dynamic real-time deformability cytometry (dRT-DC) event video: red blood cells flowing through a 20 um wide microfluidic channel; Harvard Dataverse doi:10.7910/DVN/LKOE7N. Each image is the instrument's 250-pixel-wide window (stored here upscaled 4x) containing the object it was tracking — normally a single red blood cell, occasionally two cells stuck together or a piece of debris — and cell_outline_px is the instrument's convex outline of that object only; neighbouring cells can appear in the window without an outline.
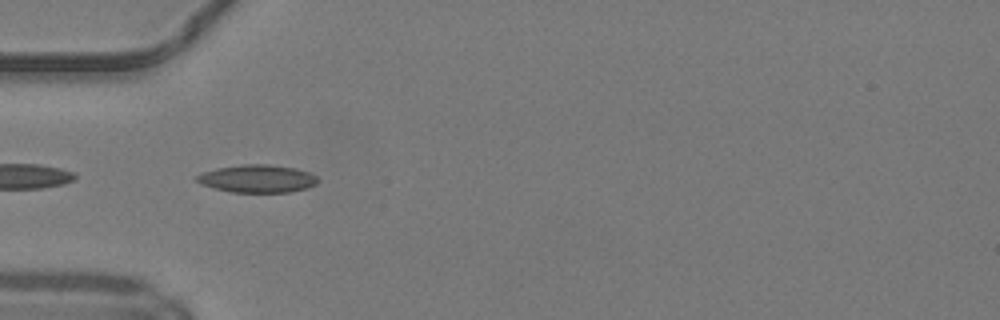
{"species": "common noctule bat (a hibernating species)", "species_latin": "Nyctalus noctula", "temperature_condition": "warm", "stored_images_in_passage": 12, "camera_frame_rate_fps": 3000, "um_per_image_px": 0.085, "animal": {"sex": "male", "body_mass_g": 19.2, "forearm_length_mm": 51.8}, "frame": {"image": 1, "passage_image": 3, "time_ms": 0.667, "image_size_px": [1000, 320], "cell_outline_px": [[320, 180], [316, 184], [308, 188], [292, 192], [232, 192], [200, 184], [196, 180], [196, 176], [204, 172], [216, 168], [240, 164], [268, 164], [296, 168], [308, 172], [316, 176]], "centroid_in_image_um": [21.91, 15.18], "position_along_channel_um": 63.1, "area_um2": 19.65}}
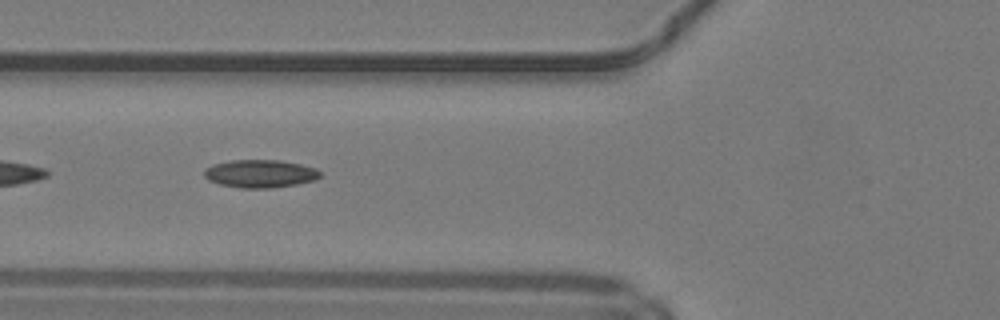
{"frame": {"image": 2, "passage_image": 6, "time_ms": 1.667, "image_size_px": [1000, 320], "cell_outline_px": [[320, 176], [312, 180], [296, 184], [272, 188], [240, 188], [220, 184], [208, 180], [204, 176], [204, 168], [212, 164], [232, 160], [280, 160], [300, 164], [316, 168], [320, 172]], "centroid_in_image_um": [22.07, 14.75], "position_along_channel_um": 103.7, "area_um2": 18.84}}
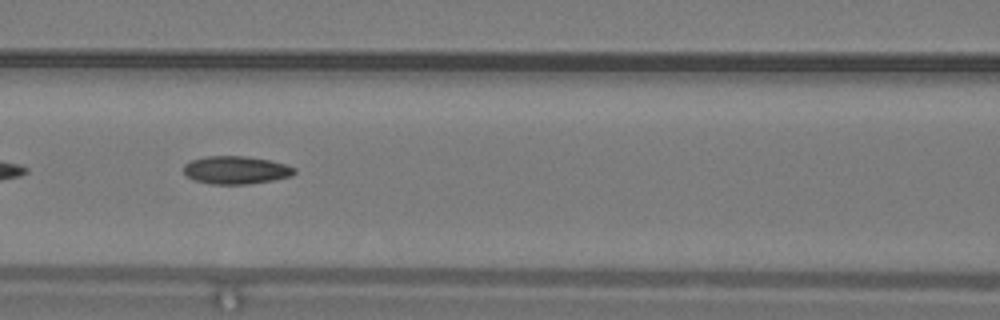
{"frame": {"image": 3, "passage_image": 9, "time_ms": 2.667, "image_size_px": [1000, 320], "cell_outline_px": [[296, 172], [292, 176], [272, 180], [248, 184], [212, 184], [196, 180], [188, 176], [184, 172], [184, 164], [192, 160], [204, 156], [244, 156], [268, 160], [284, 164], [296, 168]], "centroid_in_image_um": [20.07, 14.45], "position_along_channel_um": 146.5, "area_um2": 17.86}}